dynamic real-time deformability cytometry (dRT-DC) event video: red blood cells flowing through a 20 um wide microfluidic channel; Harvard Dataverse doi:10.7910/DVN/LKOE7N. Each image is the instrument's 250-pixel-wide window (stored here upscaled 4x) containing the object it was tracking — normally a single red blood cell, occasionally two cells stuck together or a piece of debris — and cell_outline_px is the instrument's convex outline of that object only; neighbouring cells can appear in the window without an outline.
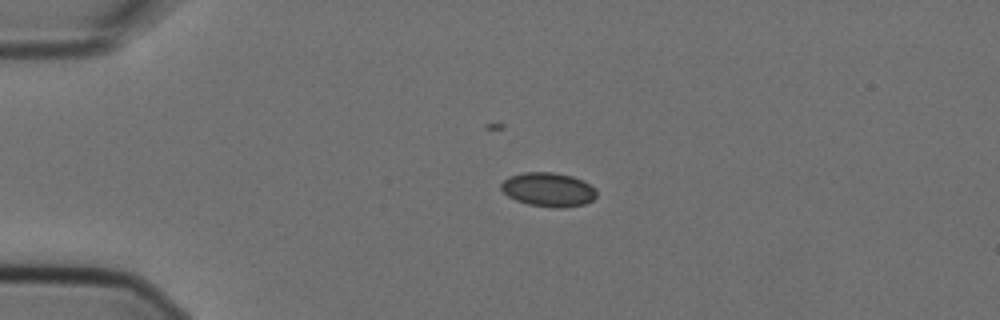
{"species": "Egyptian fruit bat (a non-hibernating species)", "species_latin": "Rousettus aegyptiacus", "temperature_condition": "cold", "stored_images_in_passage": 4, "camera_frame_rate_fps": 3000, "um_per_image_px": 0.085, "animal": {"sex": "female"}, "frame": {"image": 1, "passage_image": 3, "time_ms": 0.667, "image_size_px": [1000, 320], "cell_outline_px": [[596, 196], [592, 200], [584, 204], [560, 208], [556, 208], [528, 204], [516, 200], [508, 196], [500, 188], [500, 184], [508, 176], [524, 172], [552, 172], [572, 176], [584, 180], [596, 188]], "centroid_in_image_um": [46.61, 16.1], "position_along_channel_um": 38.4, "area_um2": 19.02}}